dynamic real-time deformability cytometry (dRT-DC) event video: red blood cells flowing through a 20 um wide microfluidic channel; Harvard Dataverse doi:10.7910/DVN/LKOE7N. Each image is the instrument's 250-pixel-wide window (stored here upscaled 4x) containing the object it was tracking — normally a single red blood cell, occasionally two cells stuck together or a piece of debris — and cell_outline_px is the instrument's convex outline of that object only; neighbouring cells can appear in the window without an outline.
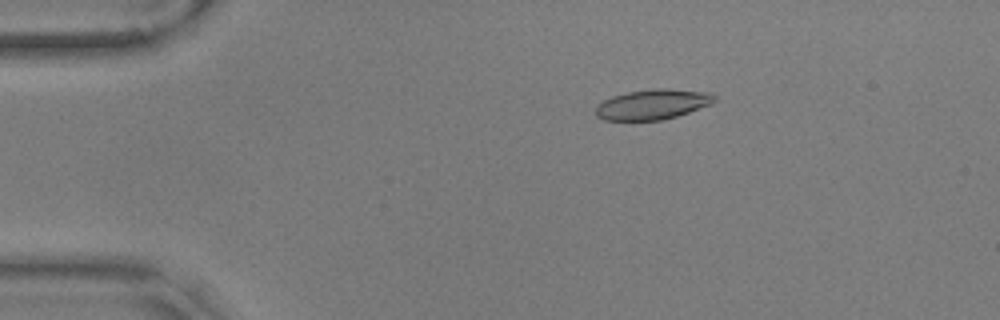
{"species": "common noctule bat (a hibernating species)", "species_latin": "Nyctalus noctula", "temperature_condition": "warm", "stored_images_in_passage": 55, "camera_frame_rate_fps": 3000, "um_per_image_px": 0.085, "animal": {"sex": "male", "body_mass_g": 17.9, "forearm_length_mm": 54.2}, "frame": {"image": 1, "passage_image": 9, "time_ms": 2.667, "image_size_px": [1000, 320], "cell_outline_px": [[716, 100], [712, 104], [676, 116], [660, 120], [604, 120], [596, 116], [596, 108], [604, 100], [612, 96], [628, 92], [656, 88], [660, 88], [712, 92], [716, 96]], "centroid_in_image_um": [55.51, 8.86], "position_along_channel_um": 29.5, "area_um2": 20.75}}
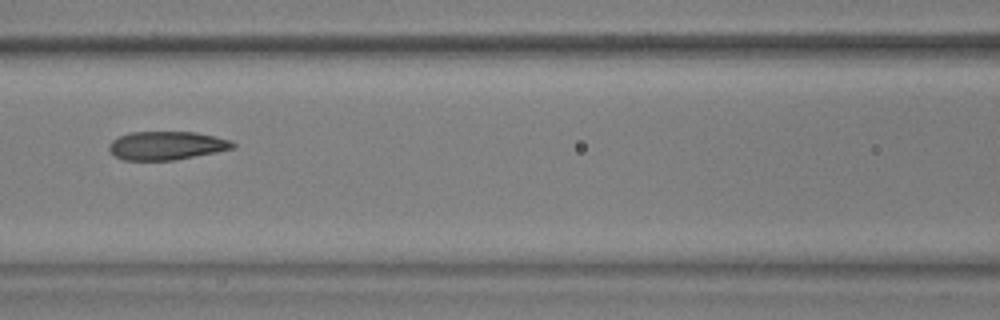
{"frame": {"image": 2, "passage_image": 24, "time_ms": 7.667, "image_size_px": [1000, 320], "cell_outline_px": [[236, 148], [216, 152], [172, 160], [124, 160], [116, 156], [108, 148], [108, 144], [112, 140], [128, 132], [196, 132], [216, 136], [232, 140], [236, 144]], "centroid_in_image_um": [14.19, 12.36], "position_along_channel_um": 152.4, "area_um2": 20.58}}
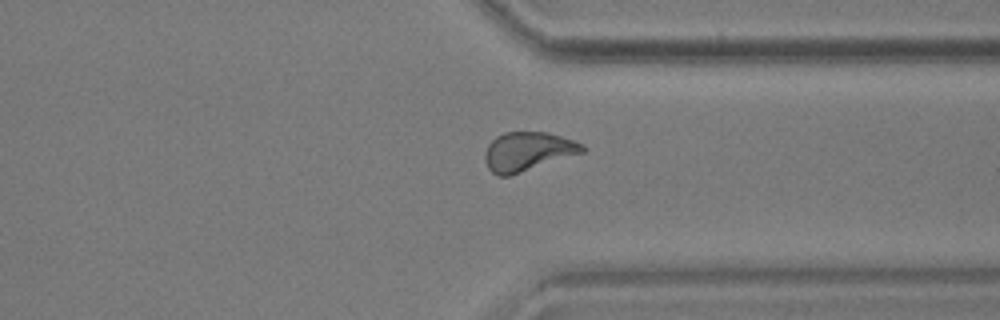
{"frame": {"image": 3, "passage_image": 42, "time_ms": 13.667, "image_size_px": [1000, 320], "cell_outline_px": [[588, 148], [584, 152], [508, 176], [496, 176], [488, 168], [484, 160], [484, 152], [488, 144], [496, 136], [504, 132], [548, 132], [584, 144]], "centroid_in_image_um": [44.84, 12.87], "position_along_channel_um": 366.6, "area_um2": 22.14}, "authors_computed_cell_mechanics": {"area_um2": 21.3282, "velocity_mm_per_s": 3.5797, "shape_relaxation_time_tau1_ms": 6.2753, "shape_relaxation_time_tau2_ms": 1.714, "deformation_change_tau1": 0.1876, "deformation_change_tau2": 0.0746}}